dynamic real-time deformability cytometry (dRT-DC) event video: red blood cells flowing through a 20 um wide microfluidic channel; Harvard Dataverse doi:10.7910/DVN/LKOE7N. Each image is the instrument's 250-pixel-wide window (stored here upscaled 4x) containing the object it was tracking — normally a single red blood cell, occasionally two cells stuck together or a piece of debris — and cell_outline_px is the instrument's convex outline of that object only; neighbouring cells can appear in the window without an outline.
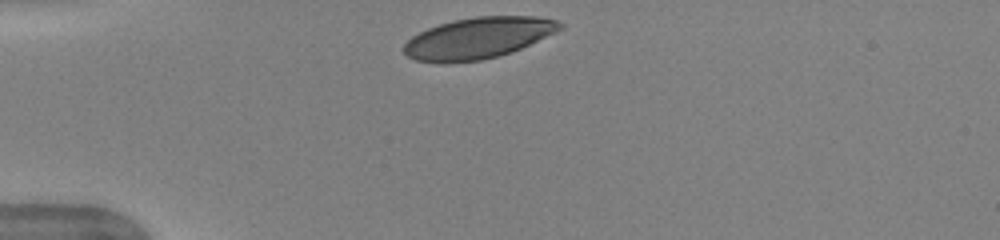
{"species": "human", "species_latin": "Homo sapiens", "temperature_condition": "warm", "stored_images_in_passage": 31, "camera_frame_rate_fps": 3000, "um_per_image_px": 0.085, "donor": {"sex": "female"}, "frame": {"image": 1, "passage_image": 1, "time_ms": 0.0, "image_size_px": [1000, 240], "cell_outline_px": [[564, 28], [556, 32], [512, 52], [480, 60], [448, 64], [444, 64], [416, 60], [408, 56], [404, 52], [404, 44], [412, 36], [428, 28], [452, 20], [476, 16], [536, 16], [556, 20], [564, 24]], "centroid_in_image_um": [40.64, 3.23], "position_along_channel_um": 44.4, "area_um2": 37.57}}
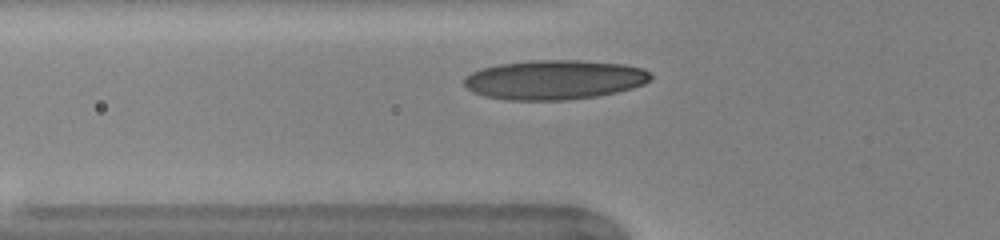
{"frame": {"image": 2, "passage_image": 6, "time_ms": 1.667, "image_size_px": [1000, 240], "cell_outline_px": [[652, 80], [644, 84], [632, 88], [616, 92], [596, 96], [568, 100], [508, 100], [484, 96], [472, 92], [464, 84], [464, 76], [472, 72], [484, 68], [500, 64], [528, 60], [576, 60], [624, 64], [644, 68], [652, 72]], "centroid_in_image_um": [47.16, 6.78], "position_along_channel_um": 78.6, "area_um2": 43.18}}
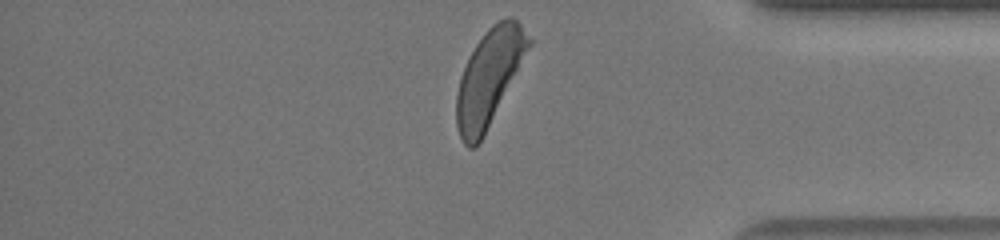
{"frame": {"image": 3, "passage_image": 31, "time_ms": 10.0, "image_size_px": [1000, 240], "cell_outline_px": [[532, 44], [484, 136], [476, 148], [468, 148], [464, 144], [460, 136], [456, 124], [456, 96], [460, 76], [476, 44], [484, 32], [496, 20], [508, 16], [512, 16], [520, 24], [532, 40]], "centroid_in_image_um": [41.58, 6.58], "position_along_channel_um": 393.6, "area_um2": 40.17}, "authors_computed_cell_mechanics": {"area_um2": 40.171, "velocity_mm_per_s": 3.9567, "shape_relaxation_time_tau1_ms": 2.5514, "shape_relaxation_time_tau2_ms": null, "deformation_change_tau1": 0.1573, "deformation_change_tau2": null}}